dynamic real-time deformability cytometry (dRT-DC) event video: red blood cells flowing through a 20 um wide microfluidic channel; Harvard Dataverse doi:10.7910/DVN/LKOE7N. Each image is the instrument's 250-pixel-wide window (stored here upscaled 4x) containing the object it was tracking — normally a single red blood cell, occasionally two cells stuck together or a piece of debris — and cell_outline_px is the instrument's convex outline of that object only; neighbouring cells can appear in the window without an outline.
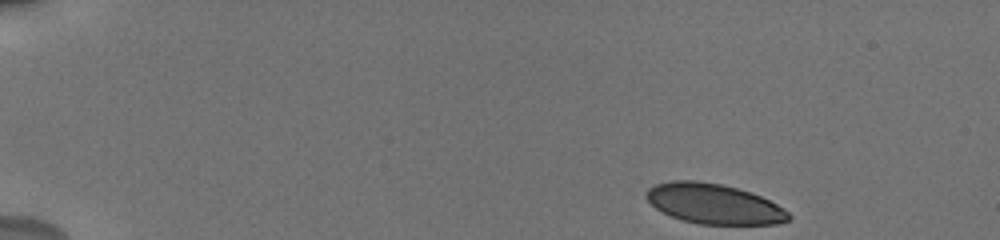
{"species": "human", "species_latin": "Homo sapiens", "temperature_condition": "cold", "stored_images_in_passage": 44, "camera_frame_rate_fps": 3000, "um_per_image_px": 0.085, "donor": {"sex": "male"}, "frame": {"image": 1, "passage_image": 1, "time_ms": 0.0, "image_size_px": [1000, 240], "cell_outline_px": [[792, 216], [788, 220], [776, 224], [700, 224], [680, 220], [656, 208], [644, 196], [648, 188], [656, 184], [672, 180], [696, 180], [720, 184], [736, 188], [760, 196], [776, 204], [788, 212]], "centroid_in_image_um": [60.65, 17.32], "position_along_channel_um": 24.3, "area_um2": 33.0}}
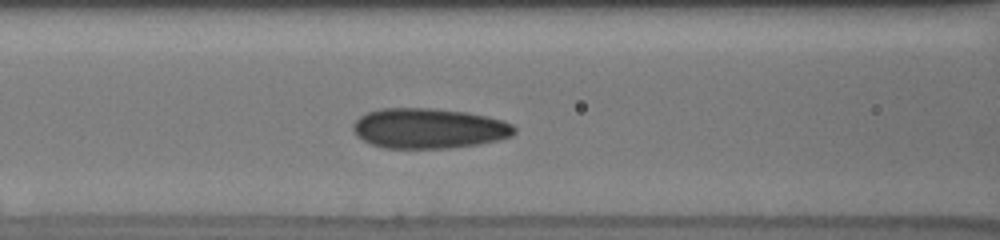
{"frame": {"image": 2, "passage_image": 16, "time_ms": 6.0, "image_size_px": [1000, 240], "cell_outline_px": [[516, 132], [512, 136], [480, 144], [448, 148], [384, 148], [372, 144], [356, 136], [352, 128], [352, 124], [360, 116], [368, 112], [380, 108], [432, 108], [468, 112], [488, 116], [504, 120], [512, 124], [516, 128]], "centroid_in_image_um": [36.46, 10.9], "position_along_channel_um": 130.1, "area_um2": 38.03}}
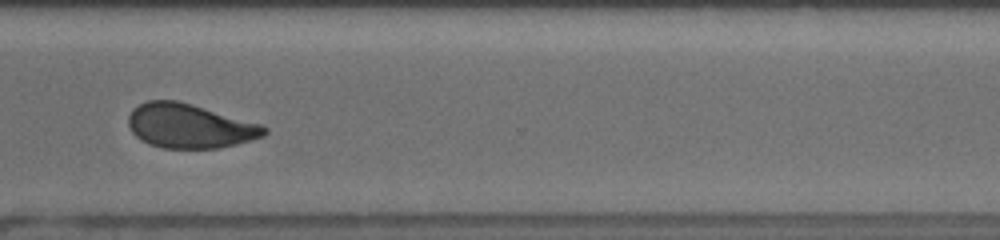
{"frame": {"image": 3, "passage_image": 34, "time_ms": 12.0, "image_size_px": [1000, 240], "cell_outline_px": [[268, 132], [264, 136], [236, 144], [216, 148], [164, 148], [148, 144], [140, 140], [132, 132], [128, 124], [128, 116], [132, 108], [148, 100], [176, 100], [192, 104], [260, 124], [268, 128]], "centroid_in_image_um": [16.09, 10.71], "position_along_channel_um": 354.5, "area_um2": 34.97}, "authors_computed_cell_mechanics": {"area_um2": 35.8649, "velocity_mm_per_s": 3.743, "shape_relaxation_time_tau1_ms": 8.7696, "shape_relaxation_time_tau2_ms": 1.36, "deformation_change_tau1": 0.152, "deformation_change_tau2": 0.0647}}